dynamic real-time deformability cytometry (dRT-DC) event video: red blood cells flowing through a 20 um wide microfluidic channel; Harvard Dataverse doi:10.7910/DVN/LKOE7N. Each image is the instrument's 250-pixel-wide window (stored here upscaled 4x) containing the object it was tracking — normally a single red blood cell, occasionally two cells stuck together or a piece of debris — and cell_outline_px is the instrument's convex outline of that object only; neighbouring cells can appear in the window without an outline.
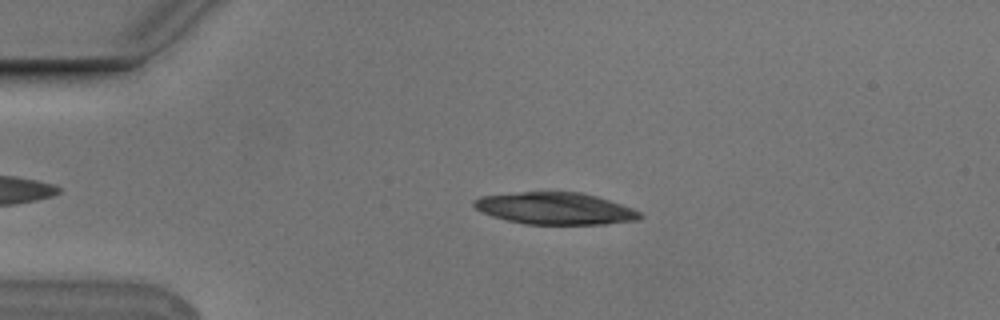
{"species": "Egyptian fruit bat (a non-hibernating species)", "species_latin": "Rousettus aegyptiacus", "temperature_condition": "cold", "stored_images_in_passage": 53, "camera_frame_rate_fps": 3000, "um_per_image_px": 0.085, "animal": {"sex": "male"}, "frame": {"image": 1, "passage_image": 11, "time_ms": 3.333, "image_size_px": [1000, 320], "cell_outline_px": [[644, 216], [636, 220], [604, 224], [524, 224], [492, 216], [476, 208], [472, 204], [472, 200], [480, 196], [520, 192], [580, 192], [596, 196], [632, 208], [640, 212]], "centroid_in_image_um": [47.17, 17.72], "position_along_channel_um": 37.8, "area_um2": 30.69}}